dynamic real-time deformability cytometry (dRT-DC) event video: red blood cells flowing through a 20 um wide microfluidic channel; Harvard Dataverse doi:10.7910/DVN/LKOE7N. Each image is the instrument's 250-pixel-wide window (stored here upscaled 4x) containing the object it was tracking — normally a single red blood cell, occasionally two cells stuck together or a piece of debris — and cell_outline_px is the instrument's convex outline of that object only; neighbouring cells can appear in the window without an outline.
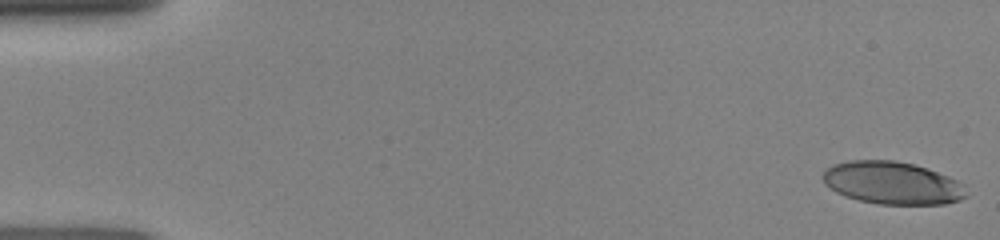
{"species": "human", "species_latin": "Homo sapiens", "temperature_condition": "room temperature", "stored_images_in_passage": 46, "camera_frame_rate_fps": 3000, "um_per_image_px": 0.085, "donor": {"sex": "female"}, "frame": {"image": 1, "passage_image": 1, "time_ms": 0.0, "image_size_px": [1000, 240], "cell_outline_px": [[968, 196], [960, 200], [944, 204], [876, 204], [844, 196], [836, 192], [824, 184], [820, 176], [824, 168], [832, 164], [848, 160], [896, 160], [916, 164], [948, 176], [964, 184]], "centroid_in_image_um": [75.81, 15.54], "position_along_channel_um": 9.2, "area_um2": 36.18}}
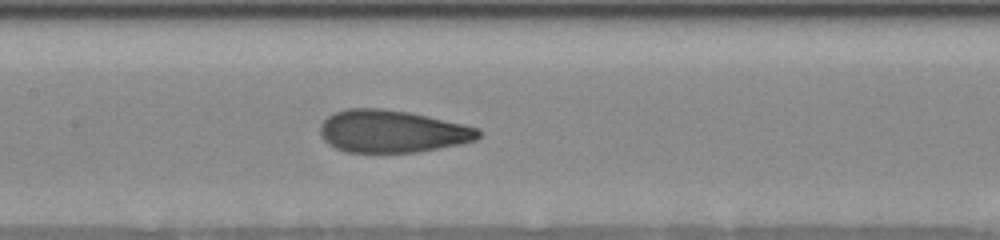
{"frame": {"image": 2, "passage_image": 23, "time_ms": 7.333, "image_size_px": [1000, 240], "cell_outline_px": [[480, 136], [476, 140], [460, 144], [420, 152], [344, 152], [328, 144], [324, 140], [320, 132], [320, 124], [328, 116], [336, 112], [348, 108], [380, 108], [408, 112], [428, 116], [464, 124], [480, 128]], "centroid_in_image_um": [33.34, 11.17], "position_along_channel_um": 174.1, "area_um2": 39.25}}
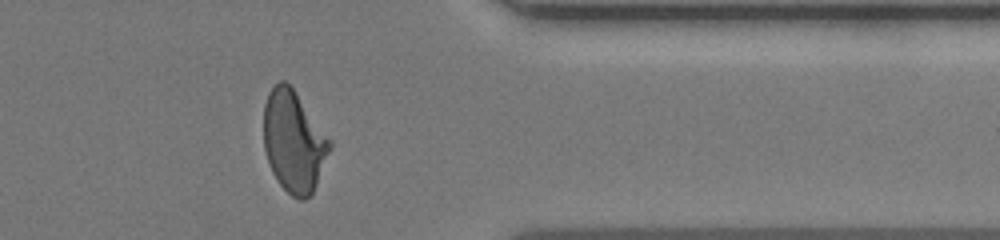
{"frame": {"image": 3, "passage_image": 39, "time_ms": 12.667, "image_size_px": [1000, 240], "cell_outline_px": [[332, 148], [316, 184], [312, 192], [304, 200], [300, 200], [292, 196], [280, 184], [272, 172], [264, 148], [264, 104], [268, 92], [280, 80], [284, 80], [292, 88], [332, 140]], "centroid_in_image_um": [24.98, 12.02], "position_along_channel_um": 386.4, "area_um2": 38.78}}